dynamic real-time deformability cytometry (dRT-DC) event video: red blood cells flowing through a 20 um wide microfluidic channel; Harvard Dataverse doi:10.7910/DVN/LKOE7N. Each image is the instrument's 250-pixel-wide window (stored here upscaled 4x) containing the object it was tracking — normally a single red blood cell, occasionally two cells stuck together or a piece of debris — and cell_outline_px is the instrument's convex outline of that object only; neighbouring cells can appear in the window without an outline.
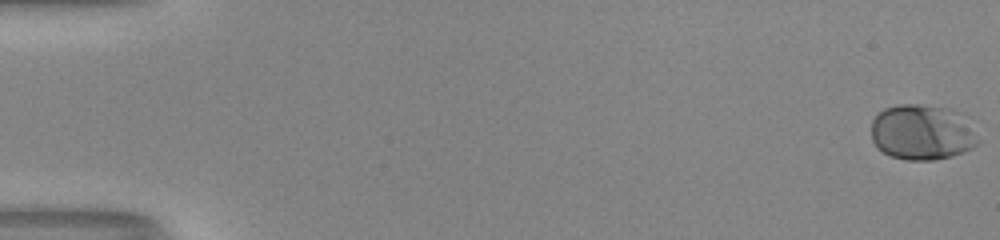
{"species": "human", "species_latin": "Homo sapiens", "temperature_condition": "room temperature", "stored_images_in_passage": 54, "camera_frame_rate_fps": 3000, "um_per_image_px": 0.085, "donor": {"sex": "male"}, "frame": {"image": 1, "passage_image": 1, "time_ms": 0.0, "image_size_px": [1000, 240], "cell_outline_px": [[980, 140], [972, 148], [964, 152], [952, 156], [932, 160], [908, 160], [892, 156], [876, 148], [872, 140], [872, 120], [884, 108], [900, 104], [916, 104], [940, 108], [956, 112]], "centroid_in_image_um": [78.31, 11.27], "position_along_channel_um": 6.7, "area_um2": 33.81}}
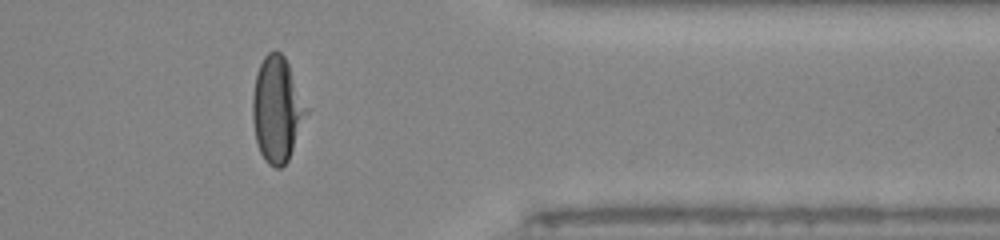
{"frame": {"image": 2, "passage_image": 45, "time_ms": 14.667, "image_size_px": [1000, 240], "cell_outline_px": [[308, 112], [288, 160], [280, 168], [276, 168], [268, 164], [264, 160], [260, 152], [256, 140], [252, 116], [252, 96], [256, 72], [264, 56], [268, 52], [276, 48], [284, 56], [288, 64]], "centroid_in_image_um": [23.51, 9.29], "position_along_channel_um": 387.9, "area_um2": 32.66}}
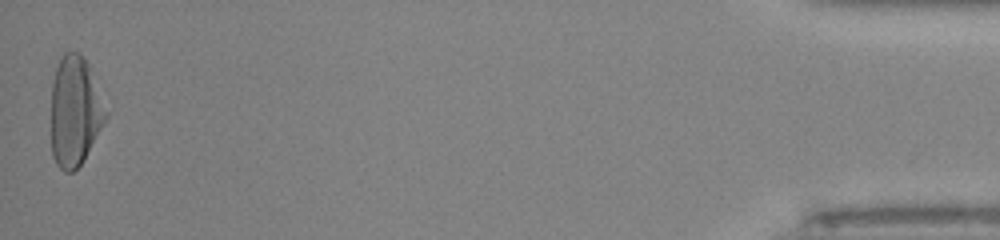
{"frame": {"image": 3, "passage_image": 54, "time_ms": 17.667, "image_size_px": [1000, 240], "cell_outline_px": [[108, 116], [84, 160], [72, 172], [64, 172], [56, 164], [52, 156], [52, 80], [60, 56], [64, 52], [80, 52], [88, 64], [108, 112]], "centroid_in_image_um": [6.37, 9.46], "position_along_channel_um": 428.8, "area_um2": 35.03}, "authors_computed_cell_mechanics": {"area_um2": 31.8189, "velocity_mm_per_s": 4.0006, "shape_relaxation_time_tau1_ms": 4.1899, "shape_relaxation_time_tau2_ms": null, "deformation_change_tau1": 0.1861, "deformation_change_tau2": null}}